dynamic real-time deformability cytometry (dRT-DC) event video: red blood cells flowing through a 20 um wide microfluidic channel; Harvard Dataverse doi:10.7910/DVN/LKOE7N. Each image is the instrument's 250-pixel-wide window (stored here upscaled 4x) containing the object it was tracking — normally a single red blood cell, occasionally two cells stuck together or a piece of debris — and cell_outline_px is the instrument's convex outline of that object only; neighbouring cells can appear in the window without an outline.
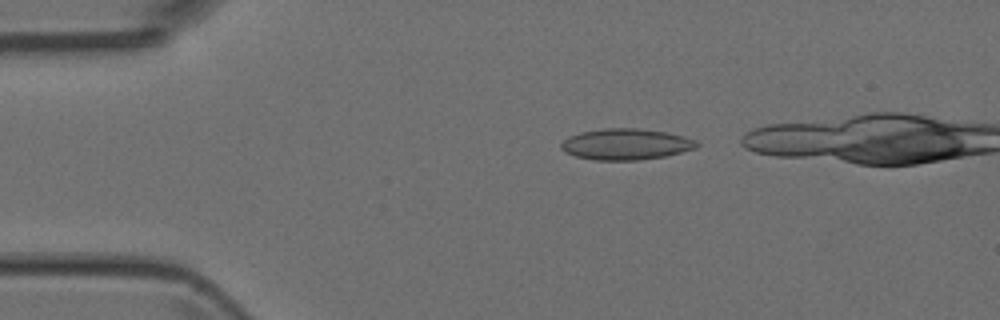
{"species": "Egyptian fruit bat (a non-hibernating species)", "species_latin": "Rousettus aegyptiacus", "temperature_condition": "room temperature", "stored_images_in_passage": 4, "camera_frame_rate_fps": 3000, "um_per_image_px": 0.085, "animal": {"sex": "female"}, "frame": {"image": 1, "passage_image": 1, "time_ms": 0.0, "image_size_px": [1000, 320], "cell_outline_px": [[700, 144], [696, 148], [664, 156], [636, 160], [596, 160], [576, 156], [564, 152], [560, 148], [560, 144], [568, 136], [580, 132], [604, 128], [640, 128], [668, 132], [684, 136], [696, 140]], "centroid_in_image_um": [53.19, 12.24], "position_along_channel_um": 31.8, "area_um2": 24.68}}
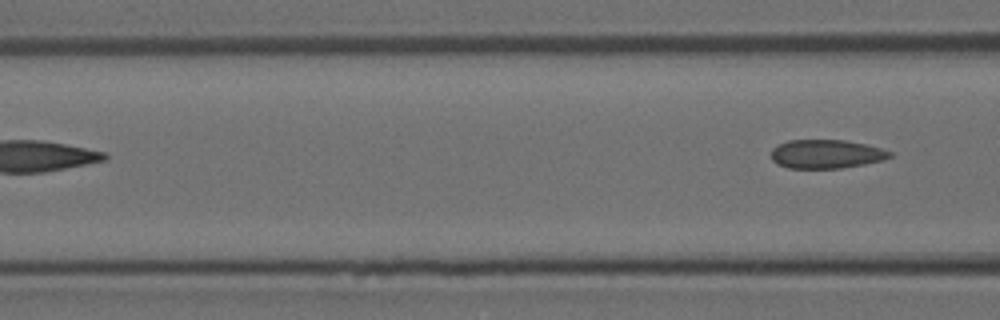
{"frame": {"image": 2, "passage_image": 4, "time_ms": 4.333, "image_size_px": [1000, 320], "cell_outline_px": [[892, 156], [884, 160], [864, 164], [840, 168], [788, 168], [776, 164], [772, 160], [772, 148], [788, 140], [844, 140], [864, 144], [880, 148], [892, 152]], "centroid_in_image_um": [70.22, 13.09], "position_along_channel_um": 96.4, "area_um2": 19.83}}